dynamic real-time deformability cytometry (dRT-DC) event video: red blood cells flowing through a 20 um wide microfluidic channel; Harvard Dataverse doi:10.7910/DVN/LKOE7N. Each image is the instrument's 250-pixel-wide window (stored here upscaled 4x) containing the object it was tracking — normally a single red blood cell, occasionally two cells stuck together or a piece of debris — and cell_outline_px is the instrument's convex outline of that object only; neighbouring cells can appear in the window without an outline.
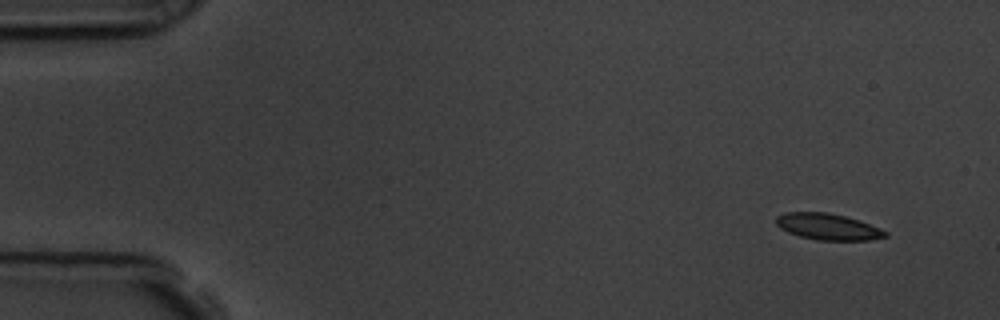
{"species": "common noctule bat (a hibernating species)", "species_latin": "Nyctalus noctula", "temperature_condition": "room temperature", "stored_images_in_passage": 54, "camera_frame_rate_fps": 3000, "um_per_image_px": 0.085, "animal": {"sex": "male", "body_mass_g": 19.5, "forearm_length_mm": 54.6}, "frame": {"image": 1, "passage_image": 1, "time_ms": 0.0, "image_size_px": [1000, 320], "cell_outline_px": [[888, 236], [868, 240], [816, 240], [800, 236], [788, 232], [780, 228], [776, 224], [776, 216], [784, 212], [828, 212], [844, 216], [880, 228], [888, 232]], "centroid_in_image_um": [70.34, 19.27], "position_along_channel_um": 14.7, "area_um2": 16.65}}
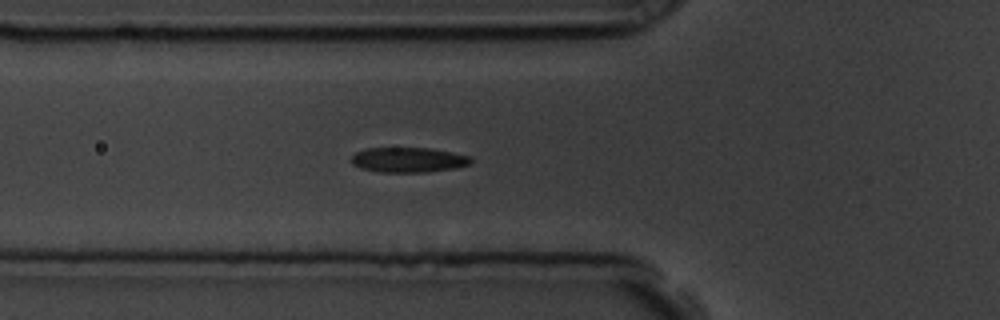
{"frame": {"image": 2, "passage_image": 17, "time_ms": 5.333, "image_size_px": [1000, 320], "cell_outline_px": [[472, 164], [456, 168], [428, 172], [380, 172], [360, 168], [352, 164], [352, 156], [356, 152], [364, 148], [432, 148], [472, 156]], "centroid_in_image_um": [34.75, 13.59], "position_along_channel_um": 91.0, "area_um2": 17.63}}
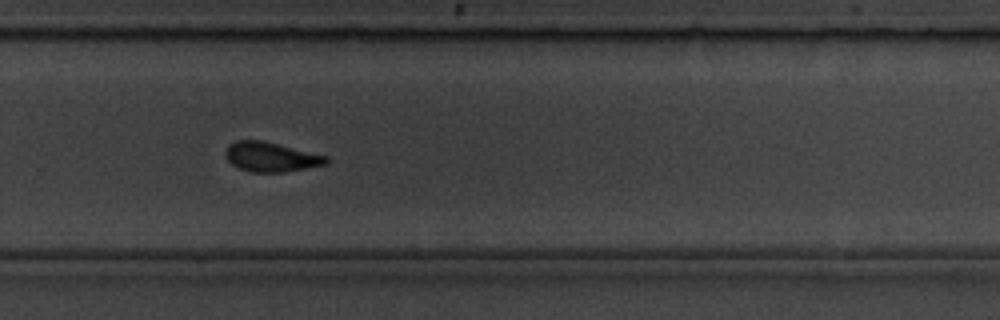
{"frame": {"image": 3, "passage_image": 35, "time_ms": 11.333, "image_size_px": [1000, 320], "cell_outline_px": [[328, 164], [308, 168], [284, 172], [252, 172], [240, 168], [232, 164], [228, 160], [224, 152], [228, 144], [236, 140], [264, 140], [328, 156]], "centroid_in_image_um": [23.04, 13.33], "position_along_channel_um": 306.8, "area_um2": 17.51}, "authors_computed_cell_mechanics": {"area_um2": 17.6868, "velocity_mm_per_s": 3.6003, "shape_relaxation_time_tau1_ms": 3.3729, "shape_relaxation_time_tau2_ms": 1.7715, "deformation_change_tau1": 0.1185, "deformation_change_tau2": 0.0812}}